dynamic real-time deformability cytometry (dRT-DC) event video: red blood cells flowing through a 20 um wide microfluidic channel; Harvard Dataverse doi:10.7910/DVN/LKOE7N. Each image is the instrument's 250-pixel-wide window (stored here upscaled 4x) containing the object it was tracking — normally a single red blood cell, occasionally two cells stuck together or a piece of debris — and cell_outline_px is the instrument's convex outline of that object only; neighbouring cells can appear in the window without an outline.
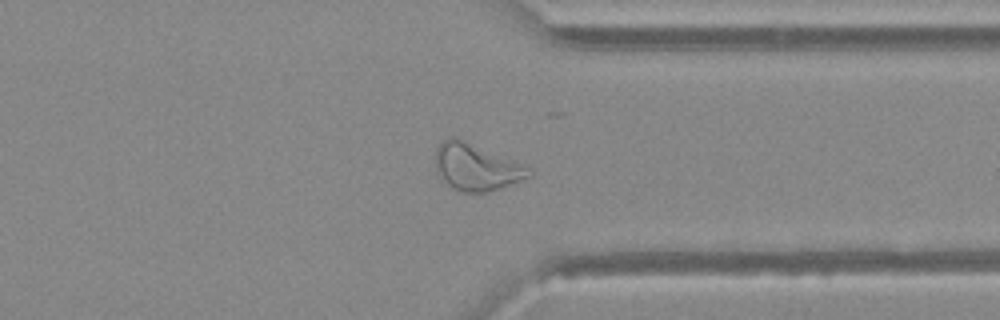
{"species": "Egyptian fruit bat (a non-hibernating species)", "species_latin": "Rousettus aegyptiacus", "temperature_condition": "warm", "stored_images_in_passage": 48, "camera_frame_rate_fps": 3000, "um_per_image_px": 0.085, "animal": {"sex": "female"}, "frame": {"image": 1, "passage_image": 37, "time_ms": 12.0, "image_size_px": [1000, 320], "cell_outline_px": [[532, 176], [500, 188], [484, 192], [464, 192], [452, 188], [436, 172], [436, 148], [444, 140], [464, 140], [524, 164], [532, 172]], "centroid_in_image_um": [40.5, 14.23], "position_along_channel_um": 370.9, "area_um2": 24.91}}
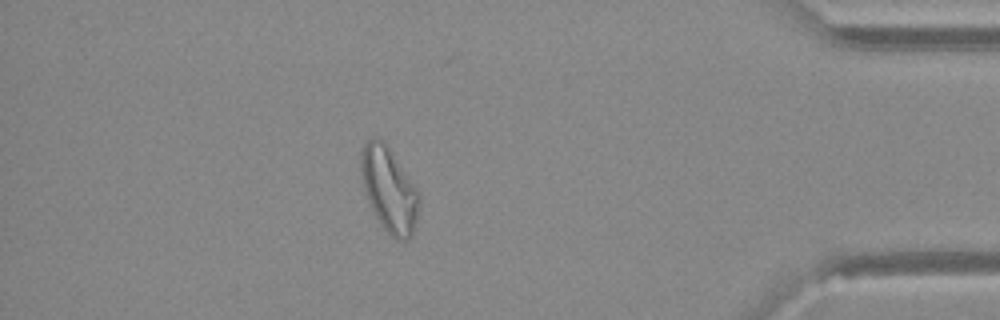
{"frame": {"image": 2, "passage_image": 42, "time_ms": 13.667, "image_size_px": [1000, 320], "cell_outline_px": [[420, 204], [412, 236], [408, 240], [396, 240], [384, 228], [376, 216], [368, 200], [360, 176], [360, 148], [372, 136], [388, 144], [420, 192]], "centroid_in_image_um": [33.08, 16.07], "position_along_channel_um": 402.1, "area_um2": 29.07}}